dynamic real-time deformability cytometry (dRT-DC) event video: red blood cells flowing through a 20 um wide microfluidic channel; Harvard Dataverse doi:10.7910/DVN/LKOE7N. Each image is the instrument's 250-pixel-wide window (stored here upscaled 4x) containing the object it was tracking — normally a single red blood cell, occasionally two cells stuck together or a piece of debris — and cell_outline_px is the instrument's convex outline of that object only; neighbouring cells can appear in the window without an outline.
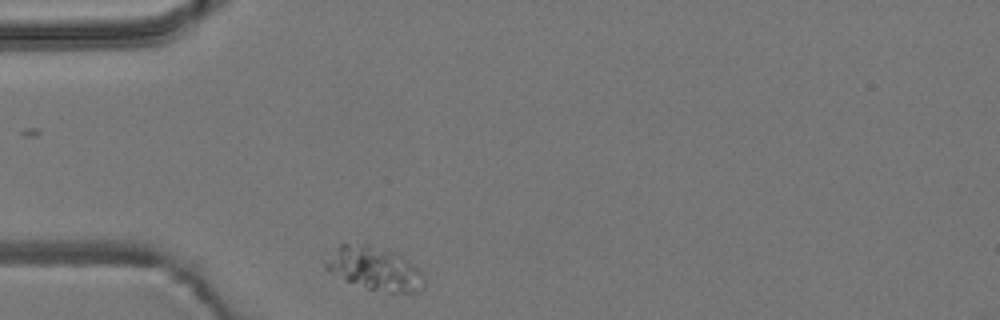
{"species": "common noctule bat (a hibernating species)", "species_latin": "Nyctalus noctula", "temperature_condition": "room temperature", "stored_images_in_passage": 32, "camera_frame_rate_fps": 3000, "um_per_image_px": 0.085, "animal": {"sex": "male", "body_mass_g": 19.2, "forearm_length_mm": 51.8}, "frame": {"image": 1, "passage_image": 1, "time_ms": 0.0, "image_size_px": [1000, 320], "cell_outline_px": [[424, 280], [420, 288], [416, 292], [388, 292], [368, 288], [344, 280], [328, 272], [324, 268], [324, 264], [340, 244], [368, 244], [384, 248], [404, 256], [424, 276]], "centroid_in_image_um": [31.82, 22.81], "position_along_channel_um": 53.2, "area_um2": 24.51}}
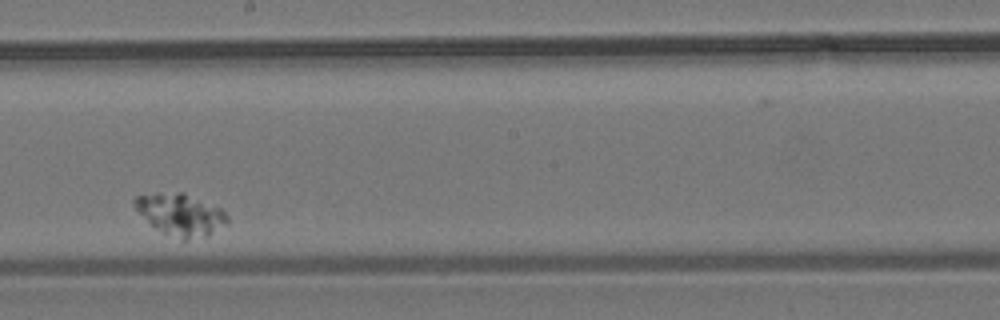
{"frame": {"image": 2, "passage_image": 19, "time_ms": 6.0, "image_size_px": [1000, 320], "cell_outline_px": [[228, 224], [204, 236], [188, 240], [184, 240], [164, 232], [156, 228], [132, 204], [132, 200], [136, 196], [156, 192], [184, 192], [220, 208], [228, 216]], "centroid_in_image_um": [15.35, 18.2], "position_along_channel_um": 232.8, "area_um2": 22.31}}
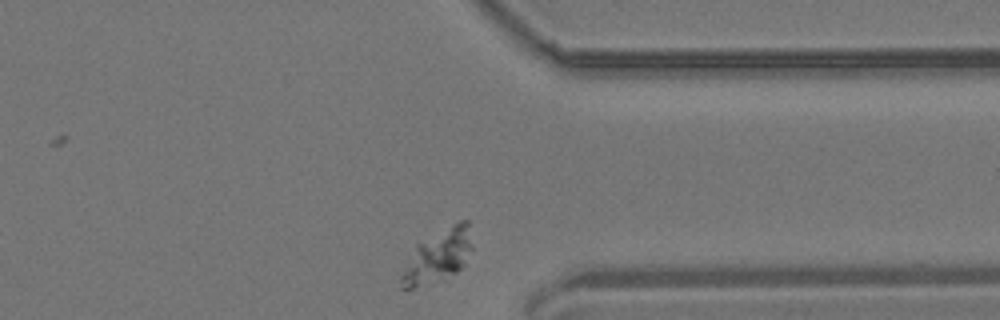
{"frame": {"image": 3, "passage_image": 32, "time_ms": 10.333, "image_size_px": [1000, 320], "cell_outline_px": [[472, 248], [464, 264], [456, 272], [412, 288], [400, 288], [400, 276], [416, 244], [452, 224], [460, 220], [468, 220], [472, 244]], "centroid_in_image_um": [37.23, 21.72], "position_along_channel_um": 374.2, "area_um2": 21.1}}